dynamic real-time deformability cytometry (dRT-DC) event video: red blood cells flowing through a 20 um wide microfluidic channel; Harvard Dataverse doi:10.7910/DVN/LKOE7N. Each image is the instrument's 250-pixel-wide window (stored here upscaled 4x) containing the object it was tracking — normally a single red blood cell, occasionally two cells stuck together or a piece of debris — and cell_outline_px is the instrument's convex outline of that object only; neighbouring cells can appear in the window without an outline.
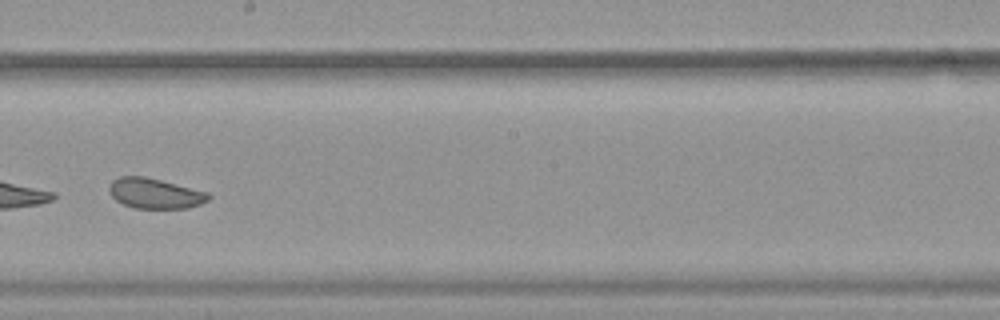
{"species": "common noctule bat (a hibernating species)", "species_latin": "Nyctalus noctula", "temperature_condition": "warm", "stored_images_in_passage": 50, "camera_frame_rate_fps": 3000, "um_per_image_px": 0.085, "animal": {"sex": "female", "body_mass_g": 19.9}, "frame": {"image": 1, "passage_image": 29, "time_ms": 9.333, "image_size_px": [1000, 320], "cell_outline_px": [[212, 196], [208, 200], [200, 204], [188, 208], [136, 208], [124, 204], [116, 200], [108, 192], [108, 184], [112, 180], [120, 176], [144, 176], [208, 192]], "centroid_in_image_um": [13.15, 16.43], "position_along_channel_um": 235.1, "area_um2": 17.51}}